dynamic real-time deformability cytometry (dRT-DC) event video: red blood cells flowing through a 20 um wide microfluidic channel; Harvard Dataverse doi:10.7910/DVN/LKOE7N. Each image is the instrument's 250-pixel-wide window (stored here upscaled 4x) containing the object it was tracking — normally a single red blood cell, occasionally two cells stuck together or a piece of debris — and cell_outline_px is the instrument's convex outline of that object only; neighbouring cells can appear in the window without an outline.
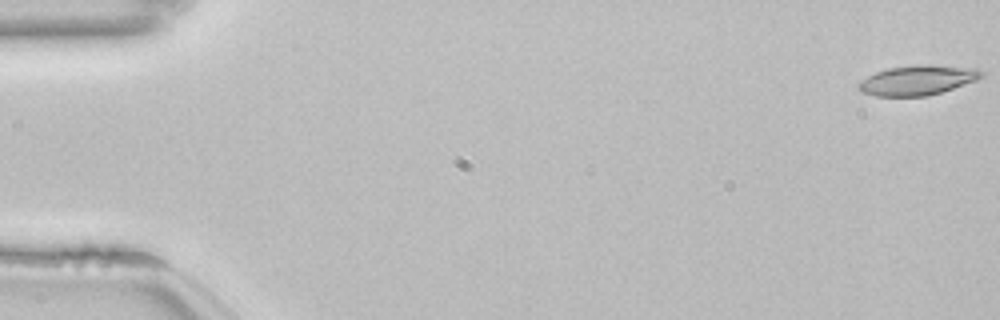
{"species": "common noctule bat (a hibernating species)", "species_latin": "Nyctalus noctula", "temperature_condition": "room temperature", "stored_images_in_passage": 9, "camera_frame_rate_fps": 3000, "um_per_image_px": 0.085, "animal": {"sex": "female", "body_mass_g": 22.7, "forearm_length_mm": 54.2}, "frame": {"image": 1, "passage_image": 1, "time_ms": 0.0, "image_size_px": [1000, 320], "cell_outline_px": [[984, 76], [976, 80], [940, 92], [924, 96], [876, 96], [860, 92], [856, 88], [856, 84], [860, 80], [876, 72], [888, 68], [916, 64], [928, 64], [980, 68], [984, 72]], "centroid_in_image_um": [77.97, 6.8], "position_along_channel_um": 7.0, "area_um2": 21.56}}